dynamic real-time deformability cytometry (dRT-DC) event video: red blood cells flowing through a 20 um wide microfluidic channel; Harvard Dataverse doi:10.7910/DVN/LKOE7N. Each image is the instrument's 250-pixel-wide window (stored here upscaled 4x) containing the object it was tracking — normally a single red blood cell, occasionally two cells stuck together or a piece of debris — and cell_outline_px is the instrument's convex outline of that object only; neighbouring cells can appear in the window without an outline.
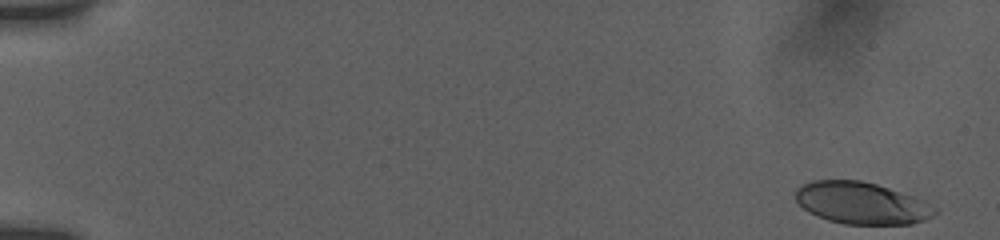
{"species": "human", "species_latin": "Homo sapiens", "temperature_condition": "room temperature", "stored_images_in_passage": 53, "camera_frame_rate_fps": 3000, "um_per_image_px": 0.085, "donor": {"sex": "female"}, "frame": {"image": 1, "passage_image": 1, "time_ms": 0.0, "image_size_px": [1000, 240], "cell_outline_px": [[940, 208], [932, 216], [924, 220], [912, 224], [844, 224], [828, 220], [808, 212], [796, 200], [796, 188], [812, 180], [860, 180], [876, 184], [912, 196]], "centroid_in_image_um": [73.24, 17.27], "position_along_channel_um": 11.8, "area_um2": 33.87}}
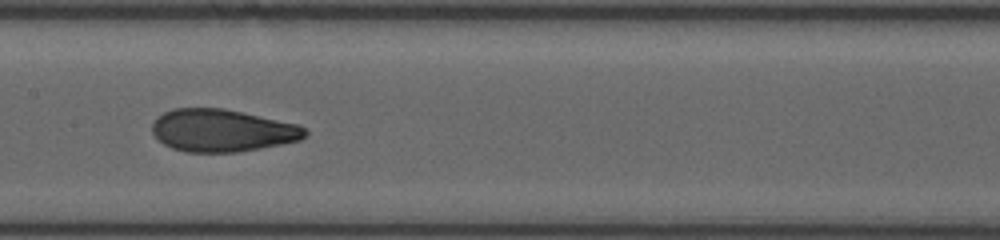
{"frame": {"image": 2, "passage_image": 28, "time_ms": 9.0, "image_size_px": [1000, 240], "cell_outline_px": [[308, 132], [300, 140], [260, 148], [236, 152], [184, 152], [172, 148], [164, 144], [152, 132], [152, 124], [156, 116], [172, 108], [224, 108], [300, 124]], "centroid_in_image_um": [18.87, 11.08], "position_along_channel_um": 188.5, "area_um2": 37.92}}
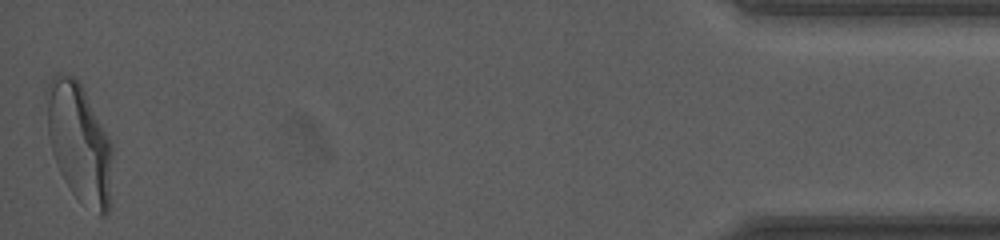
{"frame": {"image": 3, "passage_image": 53, "time_ms": 17.333, "image_size_px": [1000, 240], "cell_outline_px": [[112, 152], [108, 212], [104, 216], [100, 216], [76, 196], [72, 192], [64, 180], [56, 164], [52, 152], [48, 132], [44, 92], [52, 76], [56, 72], [60, 72], [72, 76], [80, 84], [108, 136], [112, 144]], "centroid_in_image_um": [6.69, 12.08], "position_along_channel_um": 428.5, "area_um2": 45.2}, "authors_computed_cell_mechanics": {"area_um2": 37.6278, "velocity_mm_per_s": 3.8533, "shape_relaxation_time_tau1_ms": 5.5636, "shape_relaxation_time_tau2_ms": 1.1779, "deformation_change_tau1": 0.2013, "deformation_change_tau2": 0.0792}}